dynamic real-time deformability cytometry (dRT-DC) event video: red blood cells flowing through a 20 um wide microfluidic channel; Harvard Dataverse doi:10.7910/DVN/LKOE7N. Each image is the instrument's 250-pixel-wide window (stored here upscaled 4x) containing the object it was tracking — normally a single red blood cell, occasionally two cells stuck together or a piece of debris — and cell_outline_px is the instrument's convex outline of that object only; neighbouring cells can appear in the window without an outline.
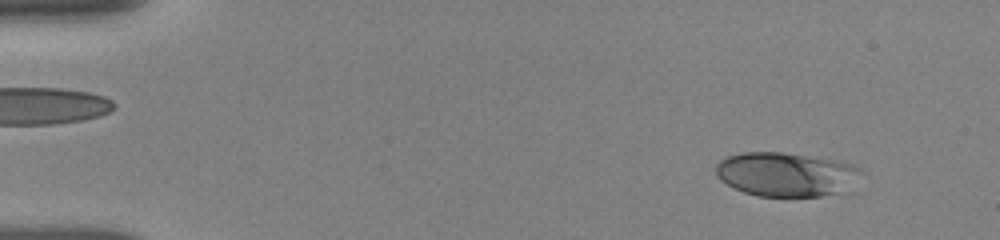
{"species": "human", "species_latin": "Homo sapiens", "temperature_condition": "room temperature", "stored_images_in_passage": 27, "camera_frame_rate_fps": 3000, "um_per_image_px": 0.085, "donor": {"sex": "female"}, "frame": {"image": 1, "passage_image": 4, "time_ms": 1.0, "image_size_px": [1000, 240], "cell_outline_px": [[860, 172], [836, 192], [820, 196], [756, 196], [744, 192], [720, 180], [716, 176], [716, 164], [720, 160], [728, 156], [740, 152], [780, 152], [836, 160], [852, 164], [860, 168]], "centroid_in_image_um": [66.67, 14.79], "position_along_channel_um": 18.3, "area_um2": 36.3}}
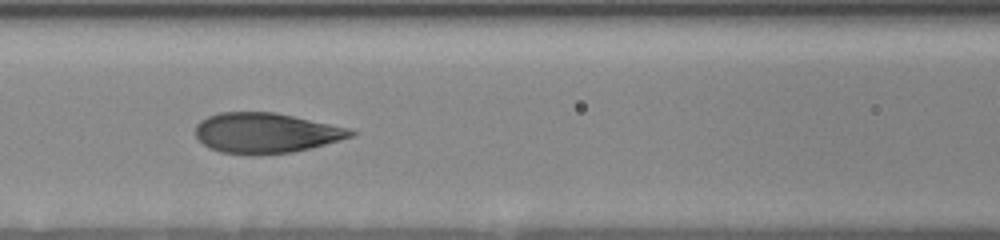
{"frame": {"image": 2, "passage_image": 17, "time_ms": 7.0, "image_size_px": [1000, 240], "cell_outline_px": [[356, 136], [312, 148], [292, 152], [256, 156], [252, 156], [220, 152], [208, 148], [196, 136], [196, 124], [200, 120], [208, 116], [220, 112], [272, 112], [292, 116], [348, 128], [356, 132]], "centroid_in_image_um": [22.59, 11.32], "position_along_channel_um": 144.0, "area_um2": 36.65}}
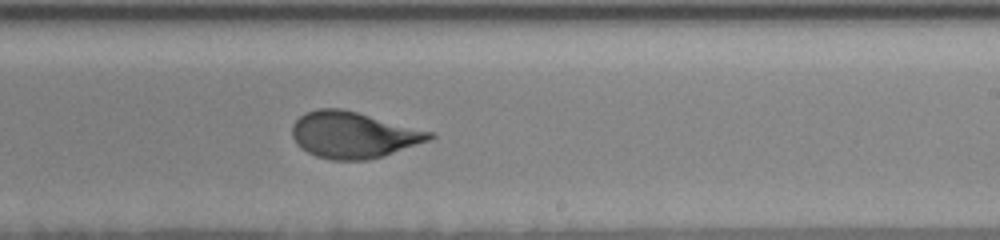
{"frame": {"image": 3, "passage_image": 27, "time_ms": 10.0, "image_size_px": [1000, 240], "cell_outline_px": [[436, 136], [428, 140], [384, 156], [368, 160], [332, 160], [316, 156], [300, 148], [296, 144], [292, 136], [292, 124], [304, 112], [320, 108], [340, 108], [356, 112], [432, 132]], "centroid_in_image_um": [29.98, 11.47], "position_along_channel_um": 259.0, "area_um2": 36.88}}